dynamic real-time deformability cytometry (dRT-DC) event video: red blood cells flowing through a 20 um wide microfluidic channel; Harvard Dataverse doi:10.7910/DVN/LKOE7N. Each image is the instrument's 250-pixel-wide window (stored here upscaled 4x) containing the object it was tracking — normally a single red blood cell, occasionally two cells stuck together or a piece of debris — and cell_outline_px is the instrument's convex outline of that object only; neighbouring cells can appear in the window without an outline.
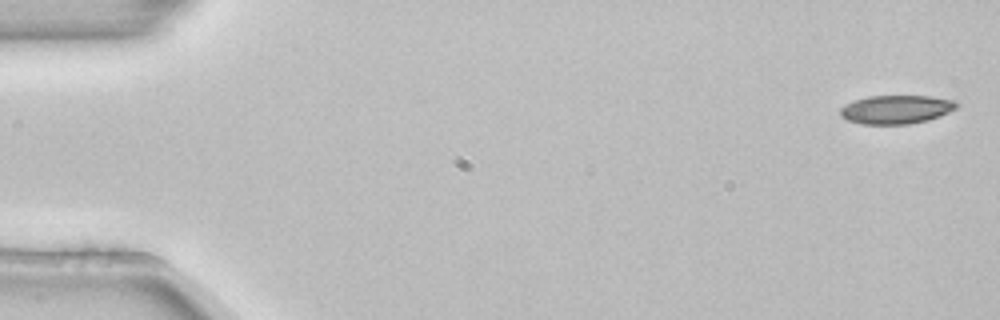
{"species": "common noctule bat (a hibernating species)", "species_latin": "Nyctalus noctula", "temperature_condition": "room temperature", "stored_images_in_passage": 5, "camera_frame_rate_fps": 3000, "um_per_image_px": 0.085, "animal": {"sex": "female", "body_mass_g": 22.7, "forearm_length_mm": 54.2}, "frame": {"image": 1, "passage_image": 1, "time_ms": 0.0, "image_size_px": [1000, 320], "cell_outline_px": [[960, 104], [956, 108], [940, 116], [928, 120], [908, 124], [860, 124], [848, 120], [840, 116], [840, 108], [856, 100], [868, 96], [932, 96], [956, 100]], "centroid_in_image_um": [76.22, 9.3], "position_along_channel_um": 8.8, "area_um2": 19.42}}
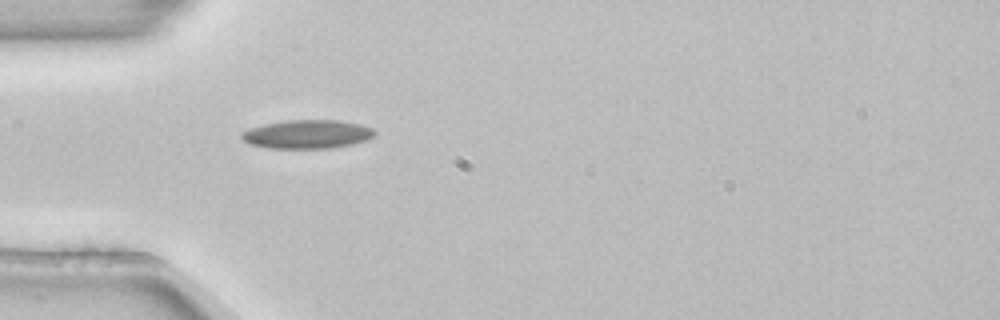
{"frame": {"image": 2, "passage_image": 5, "time_ms": 1.333, "image_size_px": [1000, 320], "cell_outline_px": [[376, 132], [368, 140], [352, 144], [332, 148], [268, 148], [248, 144], [240, 136], [240, 132], [264, 124], [284, 120], [340, 120], [360, 124], [372, 128]], "centroid_in_image_um": [26.11, 11.41], "position_along_channel_um": 58.9, "area_um2": 22.31}}